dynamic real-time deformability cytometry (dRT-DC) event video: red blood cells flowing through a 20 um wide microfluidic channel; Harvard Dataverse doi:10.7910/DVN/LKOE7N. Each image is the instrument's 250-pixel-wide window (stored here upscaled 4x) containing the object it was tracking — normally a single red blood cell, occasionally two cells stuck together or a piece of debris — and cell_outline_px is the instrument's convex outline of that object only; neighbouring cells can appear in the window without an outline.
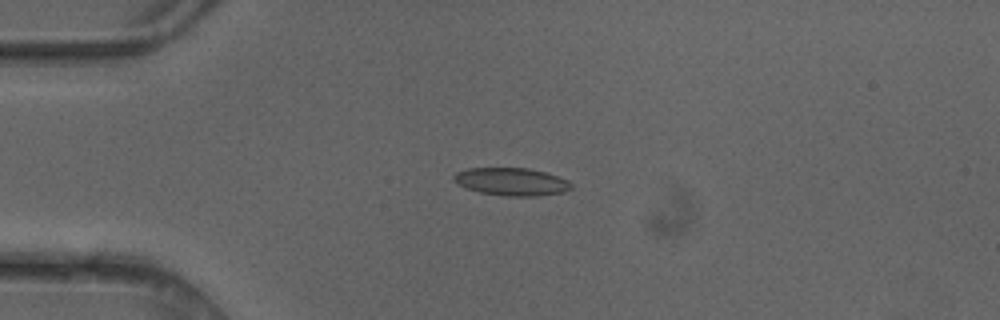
{"species": "common noctule bat (a hibernating species)", "species_latin": "Nyctalus noctula", "temperature_condition": "cold", "stored_images_in_passage": 5, "camera_frame_rate_fps": 3000, "um_per_image_px": 0.085, "animal": {"sex": "female"}, "frame": {"image": 1, "passage_image": 3, "time_ms": 0.667, "image_size_px": [1000, 320], "cell_outline_px": [[572, 188], [564, 192], [536, 196], [504, 196], [480, 192], [468, 188], [452, 180], [452, 176], [456, 172], [468, 168], [528, 168], [544, 172], [568, 180], [572, 184]], "centroid_in_image_um": [43.48, 15.44], "position_along_channel_um": 41.5, "area_um2": 18.9}}
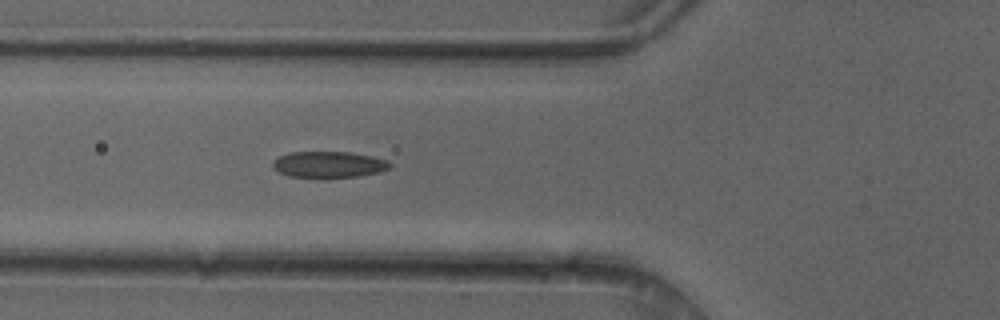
{"frame": {"image": 2, "passage_image": 5, "time_ms": 1.333, "image_size_px": [1000, 320], "cell_outline_px": [[392, 168], [380, 172], [360, 176], [324, 180], [288, 176], [272, 168], [272, 164], [280, 156], [292, 152], [348, 152], [372, 156], [388, 160], [392, 164]], "centroid_in_image_um": [27.99, 14.03], "position_along_channel_um": 97.8, "area_um2": 18.61}}